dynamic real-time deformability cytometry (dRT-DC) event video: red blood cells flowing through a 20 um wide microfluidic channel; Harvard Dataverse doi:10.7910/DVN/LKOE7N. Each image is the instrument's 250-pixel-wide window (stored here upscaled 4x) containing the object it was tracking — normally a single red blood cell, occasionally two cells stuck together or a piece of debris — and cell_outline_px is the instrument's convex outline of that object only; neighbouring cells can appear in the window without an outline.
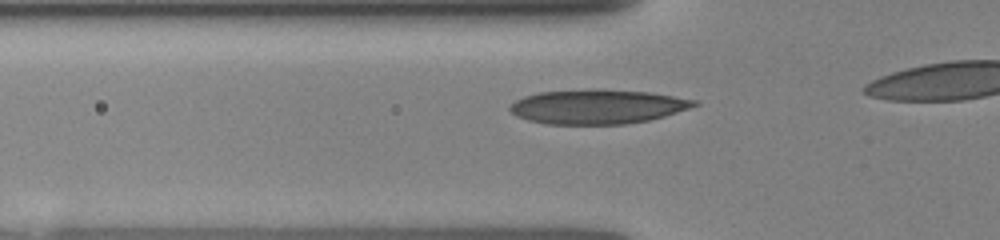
{"species": "human", "species_latin": "Homo sapiens", "temperature_condition": "room temperature", "stored_images_in_passage": 14, "camera_frame_rate_fps": 3000, "um_per_image_px": 0.085, "donor": {"sex": "female"}, "frame": {"image": 1, "passage_image": 9, "time_ms": 3.667, "image_size_px": [1000, 240], "cell_outline_px": [[700, 104], [664, 116], [648, 120], [624, 124], [548, 124], [528, 120], [516, 116], [508, 108], [516, 100], [524, 96], [540, 92], [592, 88], [648, 92], [700, 100]], "centroid_in_image_um": [50.79, 9.05], "position_along_channel_um": 75.0, "area_um2": 36.99}}
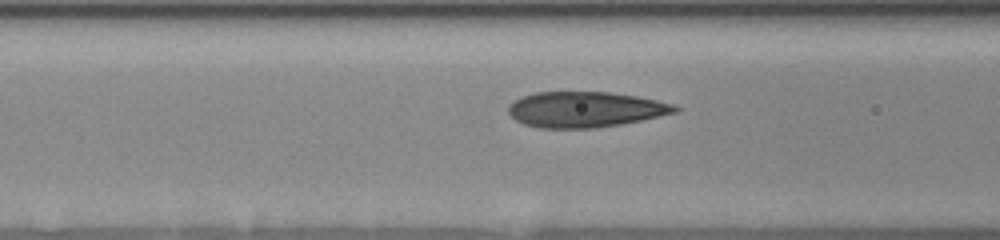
{"frame": {"image": 2, "passage_image": 12, "time_ms": 4.667, "image_size_px": [1000, 240], "cell_outline_px": [[680, 108], [676, 112], [660, 116], [620, 124], [596, 128], [540, 128], [524, 124], [516, 120], [508, 112], [508, 108], [516, 100], [532, 92], [608, 92], [636, 96], [656, 100], [672, 104]], "centroid_in_image_um": [49.74, 9.3], "position_along_channel_um": 116.9, "area_um2": 34.28}}